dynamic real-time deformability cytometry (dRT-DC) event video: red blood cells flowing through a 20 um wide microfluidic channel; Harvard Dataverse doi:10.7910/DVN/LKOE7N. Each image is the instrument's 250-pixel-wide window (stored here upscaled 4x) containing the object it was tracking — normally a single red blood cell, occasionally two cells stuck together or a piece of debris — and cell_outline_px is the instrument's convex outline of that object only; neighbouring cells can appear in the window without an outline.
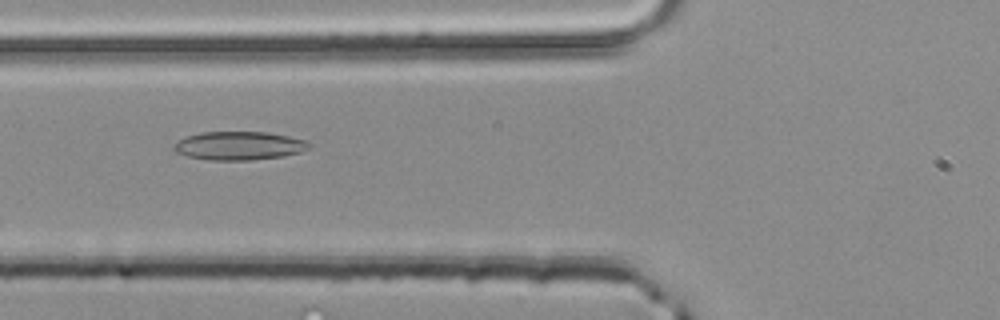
{"species": "common noctule bat (a hibernating species)", "species_latin": "Nyctalus noctula", "temperature_condition": "room temperature", "stored_images_in_passage": 36, "camera_frame_rate_fps": 3000, "um_per_image_px": 0.085, "animal": {"sex": "male", "body_mass_g": 20.4}, "frame": {"image": 1, "passage_image": 5, "time_ms": 1.333, "image_size_px": [1000, 320], "cell_outline_px": [[312, 148], [300, 152], [284, 156], [252, 160], [208, 160], [188, 156], [176, 152], [172, 148], [172, 144], [176, 140], [184, 136], [200, 132], [268, 132], [308, 140], [312, 144]], "centroid_in_image_um": [20.32, 12.38], "position_along_channel_um": 105.5, "area_um2": 22.89}}
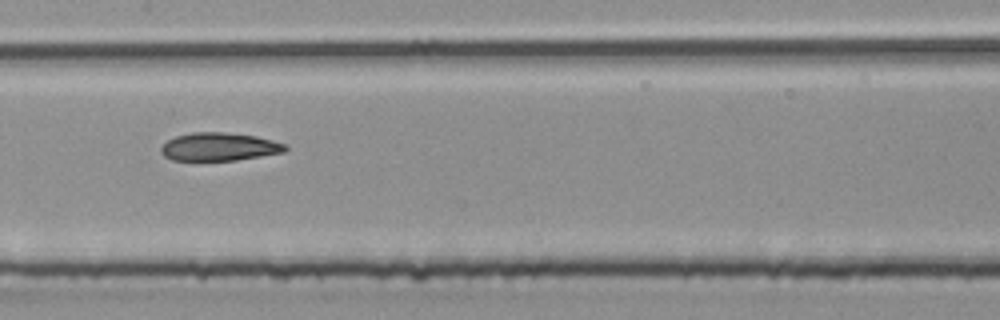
{"frame": {"image": 2, "passage_image": 11, "time_ms": 3.333, "image_size_px": [1000, 320], "cell_outline_px": [[288, 148], [284, 152], [236, 160], [172, 160], [164, 156], [160, 152], [160, 148], [168, 140], [176, 136], [192, 132], [224, 132], [256, 136], [272, 140], [284, 144]], "centroid_in_image_um": [18.61, 12.47], "position_along_channel_um": 188.8, "area_um2": 20.23}}
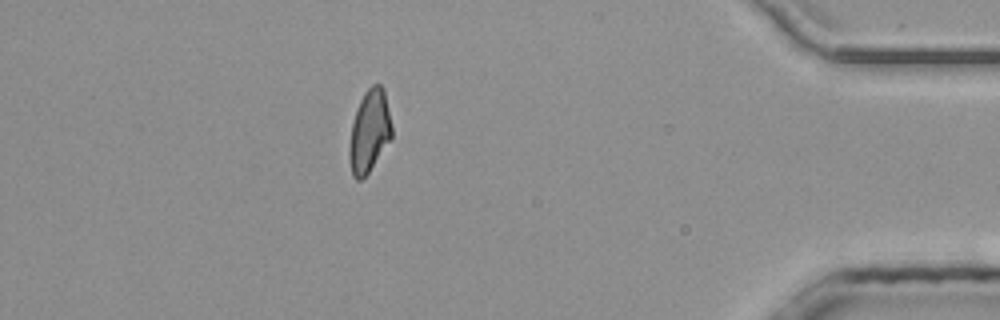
{"frame": {"image": 3, "passage_image": 30, "time_ms": 9.667, "image_size_px": [1000, 320], "cell_outline_px": [[392, 136], [368, 172], [360, 180], [356, 180], [352, 176], [348, 156], [348, 148], [352, 124], [360, 100], [364, 92], [372, 84], [380, 84], [384, 88], [392, 124]], "centroid_in_image_um": [31.39, 11.14], "position_along_channel_um": 403.8, "area_um2": 20.29}, "authors_computed_cell_mechanics": {"area_um2": 20.808, "velocity_mm_per_s": 4.151, "shape_relaxation_time_tau1_ms": null, "shape_relaxation_time_tau2_ms": 3.5584, "deformation_change_tau1": null, "deformation_change_tau2": 0.1187}}